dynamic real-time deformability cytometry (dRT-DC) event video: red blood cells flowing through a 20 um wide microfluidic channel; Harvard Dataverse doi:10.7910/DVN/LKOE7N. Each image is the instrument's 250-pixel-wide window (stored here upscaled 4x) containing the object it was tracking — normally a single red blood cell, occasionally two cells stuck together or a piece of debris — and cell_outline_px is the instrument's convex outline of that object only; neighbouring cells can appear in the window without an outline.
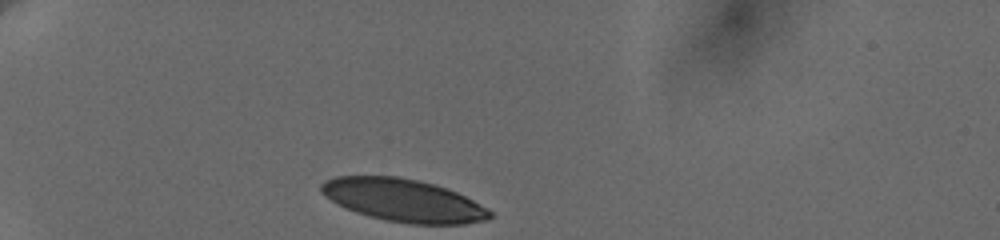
{"species": "human", "species_latin": "Homo sapiens", "temperature_condition": "cold", "stored_images_in_passage": 50, "camera_frame_rate_fps": 3000, "um_per_image_px": 0.085, "donor": {"sex": "female"}, "frame": {"image": 1, "passage_image": 1, "time_ms": 0.0, "image_size_px": [1000, 240], "cell_outline_px": [[492, 216], [488, 220], [464, 224], [408, 224], [384, 220], [368, 216], [344, 208], [336, 204], [324, 196], [320, 192], [320, 184], [324, 180], [336, 176], [396, 176], [436, 184], [448, 188], [488, 208], [492, 212]], "centroid_in_image_um": [34.26, 17.03], "position_along_channel_um": 50.7, "area_um2": 42.31}}
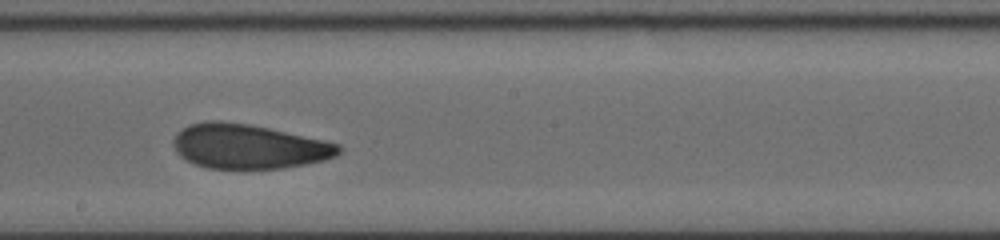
{"frame": {"image": 2, "passage_image": 30, "time_ms": 6.0, "image_size_px": [1000, 240], "cell_outline_px": [[344, 148], [336, 156], [324, 160], [284, 168], [208, 168], [184, 160], [176, 152], [176, 136], [184, 128], [192, 124], [212, 120], [220, 120], [248, 124], [268, 128], [324, 140], [340, 144]], "centroid_in_image_um": [21.19, 12.45], "position_along_channel_um": 227.0, "area_um2": 42.37}}
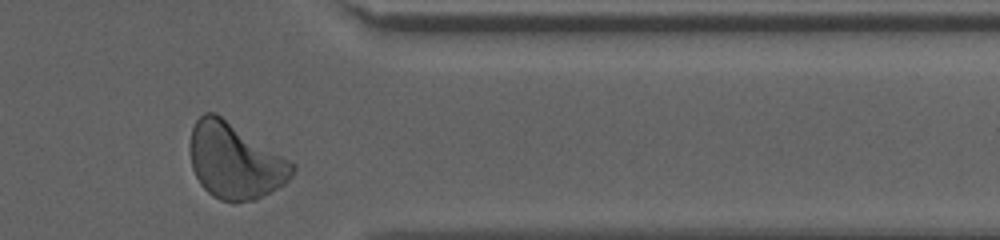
{"frame": {"image": 3, "passage_image": 49, "time_ms": 10.667, "image_size_px": [1000, 240], "cell_outline_px": [[296, 168], [292, 176], [284, 184], [256, 200], [232, 204], [220, 200], [212, 196], [200, 184], [192, 168], [188, 148], [188, 144], [192, 128], [196, 120], [204, 112], [216, 112], [296, 164]], "centroid_in_image_um": [19.94, 13.69], "position_along_channel_um": 391.5, "area_um2": 45.72}, "authors_computed_cell_mechanics": {"area_um2": 43.2922, "velocity_mm_per_s": 3.617, "shape_relaxation_time_tau1_ms": 4.7055, "shape_relaxation_time_tau2_ms": 1.6361, "deformation_change_tau1": 0.1383, "deformation_change_tau2": 0.0838}}